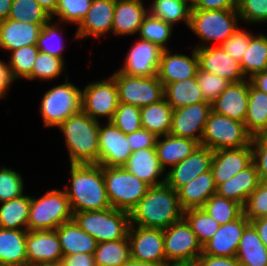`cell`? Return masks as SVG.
I'll return each instance as SVG.
<instances>
[{
    "instance_id": "obj_1",
    "label": "cell",
    "mask_w": 267,
    "mask_h": 266,
    "mask_svg": "<svg viewBox=\"0 0 267 266\" xmlns=\"http://www.w3.org/2000/svg\"><path fill=\"white\" fill-rule=\"evenodd\" d=\"M178 193L166 183L150 186L130 211V225L165 229L183 218Z\"/></svg>"
},
{
    "instance_id": "obj_2",
    "label": "cell",
    "mask_w": 267,
    "mask_h": 266,
    "mask_svg": "<svg viewBox=\"0 0 267 266\" xmlns=\"http://www.w3.org/2000/svg\"><path fill=\"white\" fill-rule=\"evenodd\" d=\"M71 186L64 187L73 213L111 208L98 164H70Z\"/></svg>"
},
{
    "instance_id": "obj_3",
    "label": "cell",
    "mask_w": 267,
    "mask_h": 266,
    "mask_svg": "<svg viewBox=\"0 0 267 266\" xmlns=\"http://www.w3.org/2000/svg\"><path fill=\"white\" fill-rule=\"evenodd\" d=\"M99 124L81 110L58 126L65 137L70 164L99 165Z\"/></svg>"
},
{
    "instance_id": "obj_4",
    "label": "cell",
    "mask_w": 267,
    "mask_h": 266,
    "mask_svg": "<svg viewBox=\"0 0 267 266\" xmlns=\"http://www.w3.org/2000/svg\"><path fill=\"white\" fill-rule=\"evenodd\" d=\"M77 225L96 239L97 243L117 241L128 236L130 227L129 212L109 208L96 211L73 213Z\"/></svg>"
},
{
    "instance_id": "obj_5",
    "label": "cell",
    "mask_w": 267,
    "mask_h": 266,
    "mask_svg": "<svg viewBox=\"0 0 267 266\" xmlns=\"http://www.w3.org/2000/svg\"><path fill=\"white\" fill-rule=\"evenodd\" d=\"M237 9L201 10L191 9L189 28L202 40L194 48L208 46V43H224L239 27Z\"/></svg>"
},
{
    "instance_id": "obj_6",
    "label": "cell",
    "mask_w": 267,
    "mask_h": 266,
    "mask_svg": "<svg viewBox=\"0 0 267 266\" xmlns=\"http://www.w3.org/2000/svg\"><path fill=\"white\" fill-rule=\"evenodd\" d=\"M73 219V212L65 190L52 189L43 196H31L28 231L55 230Z\"/></svg>"
},
{
    "instance_id": "obj_7",
    "label": "cell",
    "mask_w": 267,
    "mask_h": 266,
    "mask_svg": "<svg viewBox=\"0 0 267 266\" xmlns=\"http://www.w3.org/2000/svg\"><path fill=\"white\" fill-rule=\"evenodd\" d=\"M103 177L111 207L129 213L150 188L124 167L103 166Z\"/></svg>"
},
{
    "instance_id": "obj_8",
    "label": "cell",
    "mask_w": 267,
    "mask_h": 266,
    "mask_svg": "<svg viewBox=\"0 0 267 266\" xmlns=\"http://www.w3.org/2000/svg\"><path fill=\"white\" fill-rule=\"evenodd\" d=\"M82 90L68 81L57 85L44 93L40 104V113L44 127H58L70 116L81 111Z\"/></svg>"
},
{
    "instance_id": "obj_9",
    "label": "cell",
    "mask_w": 267,
    "mask_h": 266,
    "mask_svg": "<svg viewBox=\"0 0 267 266\" xmlns=\"http://www.w3.org/2000/svg\"><path fill=\"white\" fill-rule=\"evenodd\" d=\"M251 139L252 136L246 131L243 122L211 111L200 145L216 151L248 146Z\"/></svg>"
},
{
    "instance_id": "obj_10",
    "label": "cell",
    "mask_w": 267,
    "mask_h": 266,
    "mask_svg": "<svg viewBox=\"0 0 267 266\" xmlns=\"http://www.w3.org/2000/svg\"><path fill=\"white\" fill-rule=\"evenodd\" d=\"M118 87L119 103L137 107L159 102L164 98L163 83L156 76H131L119 70L111 75Z\"/></svg>"
},
{
    "instance_id": "obj_11",
    "label": "cell",
    "mask_w": 267,
    "mask_h": 266,
    "mask_svg": "<svg viewBox=\"0 0 267 266\" xmlns=\"http://www.w3.org/2000/svg\"><path fill=\"white\" fill-rule=\"evenodd\" d=\"M119 104L118 87L115 79L88 83L82 90L81 110L92 119L106 117L111 121Z\"/></svg>"
},
{
    "instance_id": "obj_12",
    "label": "cell",
    "mask_w": 267,
    "mask_h": 266,
    "mask_svg": "<svg viewBox=\"0 0 267 266\" xmlns=\"http://www.w3.org/2000/svg\"><path fill=\"white\" fill-rule=\"evenodd\" d=\"M166 262H195L202 245L184 218L163 229Z\"/></svg>"
},
{
    "instance_id": "obj_13",
    "label": "cell",
    "mask_w": 267,
    "mask_h": 266,
    "mask_svg": "<svg viewBox=\"0 0 267 266\" xmlns=\"http://www.w3.org/2000/svg\"><path fill=\"white\" fill-rule=\"evenodd\" d=\"M131 259L165 266L163 229L130 225L128 231Z\"/></svg>"
},
{
    "instance_id": "obj_14",
    "label": "cell",
    "mask_w": 267,
    "mask_h": 266,
    "mask_svg": "<svg viewBox=\"0 0 267 266\" xmlns=\"http://www.w3.org/2000/svg\"><path fill=\"white\" fill-rule=\"evenodd\" d=\"M212 111V103L202 101L173 109L169 134L201 143L205 124Z\"/></svg>"
},
{
    "instance_id": "obj_15",
    "label": "cell",
    "mask_w": 267,
    "mask_h": 266,
    "mask_svg": "<svg viewBox=\"0 0 267 266\" xmlns=\"http://www.w3.org/2000/svg\"><path fill=\"white\" fill-rule=\"evenodd\" d=\"M132 151L127 135L111 121L99 124V165L106 167H123Z\"/></svg>"
},
{
    "instance_id": "obj_16",
    "label": "cell",
    "mask_w": 267,
    "mask_h": 266,
    "mask_svg": "<svg viewBox=\"0 0 267 266\" xmlns=\"http://www.w3.org/2000/svg\"><path fill=\"white\" fill-rule=\"evenodd\" d=\"M212 158L213 150L199 145L191 155L169 169L165 175V183L178 191L196 176L210 171Z\"/></svg>"
},
{
    "instance_id": "obj_17",
    "label": "cell",
    "mask_w": 267,
    "mask_h": 266,
    "mask_svg": "<svg viewBox=\"0 0 267 266\" xmlns=\"http://www.w3.org/2000/svg\"><path fill=\"white\" fill-rule=\"evenodd\" d=\"M163 49L150 41L137 40L124 59V66L119 69L131 76H156Z\"/></svg>"
},
{
    "instance_id": "obj_18",
    "label": "cell",
    "mask_w": 267,
    "mask_h": 266,
    "mask_svg": "<svg viewBox=\"0 0 267 266\" xmlns=\"http://www.w3.org/2000/svg\"><path fill=\"white\" fill-rule=\"evenodd\" d=\"M199 68L230 82H240L247 78L242 72L240 63L223 50L220 45H208L196 48Z\"/></svg>"
},
{
    "instance_id": "obj_19",
    "label": "cell",
    "mask_w": 267,
    "mask_h": 266,
    "mask_svg": "<svg viewBox=\"0 0 267 266\" xmlns=\"http://www.w3.org/2000/svg\"><path fill=\"white\" fill-rule=\"evenodd\" d=\"M253 162L251 143L241 148L220 149L213 151L211 171L216 187Z\"/></svg>"
},
{
    "instance_id": "obj_20",
    "label": "cell",
    "mask_w": 267,
    "mask_h": 266,
    "mask_svg": "<svg viewBox=\"0 0 267 266\" xmlns=\"http://www.w3.org/2000/svg\"><path fill=\"white\" fill-rule=\"evenodd\" d=\"M250 223L242 214L239 218L222 224L212 238L202 246V253L210 256L236 257L245 227Z\"/></svg>"
},
{
    "instance_id": "obj_21",
    "label": "cell",
    "mask_w": 267,
    "mask_h": 266,
    "mask_svg": "<svg viewBox=\"0 0 267 266\" xmlns=\"http://www.w3.org/2000/svg\"><path fill=\"white\" fill-rule=\"evenodd\" d=\"M116 0H92L89 10L77 27L74 39L99 38L112 33Z\"/></svg>"
},
{
    "instance_id": "obj_22",
    "label": "cell",
    "mask_w": 267,
    "mask_h": 266,
    "mask_svg": "<svg viewBox=\"0 0 267 266\" xmlns=\"http://www.w3.org/2000/svg\"><path fill=\"white\" fill-rule=\"evenodd\" d=\"M191 57L185 54H170L169 49H163L157 77L165 86L167 83L195 78L199 69L196 48L191 51Z\"/></svg>"
},
{
    "instance_id": "obj_23",
    "label": "cell",
    "mask_w": 267,
    "mask_h": 266,
    "mask_svg": "<svg viewBox=\"0 0 267 266\" xmlns=\"http://www.w3.org/2000/svg\"><path fill=\"white\" fill-rule=\"evenodd\" d=\"M249 92V79L231 82L212 102V111L244 123L248 109Z\"/></svg>"
},
{
    "instance_id": "obj_24",
    "label": "cell",
    "mask_w": 267,
    "mask_h": 266,
    "mask_svg": "<svg viewBox=\"0 0 267 266\" xmlns=\"http://www.w3.org/2000/svg\"><path fill=\"white\" fill-rule=\"evenodd\" d=\"M26 255L28 265L60 263L63 253L55 230L27 231Z\"/></svg>"
},
{
    "instance_id": "obj_25",
    "label": "cell",
    "mask_w": 267,
    "mask_h": 266,
    "mask_svg": "<svg viewBox=\"0 0 267 266\" xmlns=\"http://www.w3.org/2000/svg\"><path fill=\"white\" fill-rule=\"evenodd\" d=\"M143 0H116L112 33L115 35H135L139 32L148 9Z\"/></svg>"
},
{
    "instance_id": "obj_26",
    "label": "cell",
    "mask_w": 267,
    "mask_h": 266,
    "mask_svg": "<svg viewBox=\"0 0 267 266\" xmlns=\"http://www.w3.org/2000/svg\"><path fill=\"white\" fill-rule=\"evenodd\" d=\"M43 26L11 19L1 20L0 47L10 53L23 46L35 45Z\"/></svg>"
},
{
    "instance_id": "obj_27",
    "label": "cell",
    "mask_w": 267,
    "mask_h": 266,
    "mask_svg": "<svg viewBox=\"0 0 267 266\" xmlns=\"http://www.w3.org/2000/svg\"><path fill=\"white\" fill-rule=\"evenodd\" d=\"M123 167L150 186L165 183L164 170L159 164L155 148H143L132 152ZM160 176H163L161 180L158 179Z\"/></svg>"
},
{
    "instance_id": "obj_28",
    "label": "cell",
    "mask_w": 267,
    "mask_h": 266,
    "mask_svg": "<svg viewBox=\"0 0 267 266\" xmlns=\"http://www.w3.org/2000/svg\"><path fill=\"white\" fill-rule=\"evenodd\" d=\"M260 183L255 163L241 170L238 174L216 187V194L233 200L244 206L247 198L257 189Z\"/></svg>"
},
{
    "instance_id": "obj_29",
    "label": "cell",
    "mask_w": 267,
    "mask_h": 266,
    "mask_svg": "<svg viewBox=\"0 0 267 266\" xmlns=\"http://www.w3.org/2000/svg\"><path fill=\"white\" fill-rule=\"evenodd\" d=\"M199 145L197 141L192 139L171 134L158 137L155 149L161 168L164 171H166L167 166L172 168L175 164L191 155Z\"/></svg>"
},
{
    "instance_id": "obj_30",
    "label": "cell",
    "mask_w": 267,
    "mask_h": 266,
    "mask_svg": "<svg viewBox=\"0 0 267 266\" xmlns=\"http://www.w3.org/2000/svg\"><path fill=\"white\" fill-rule=\"evenodd\" d=\"M178 198L183 210L202 208L206 201L216 194V185L212 171L196 176L178 191Z\"/></svg>"
},
{
    "instance_id": "obj_31",
    "label": "cell",
    "mask_w": 267,
    "mask_h": 266,
    "mask_svg": "<svg viewBox=\"0 0 267 266\" xmlns=\"http://www.w3.org/2000/svg\"><path fill=\"white\" fill-rule=\"evenodd\" d=\"M28 230L0 228V266H27Z\"/></svg>"
},
{
    "instance_id": "obj_32",
    "label": "cell",
    "mask_w": 267,
    "mask_h": 266,
    "mask_svg": "<svg viewBox=\"0 0 267 266\" xmlns=\"http://www.w3.org/2000/svg\"><path fill=\"white\" fill-rule=\"evenodd\" d=\"M59 237L63 256L75 253L94 254L97 241L81 229L72 219L55 229Z\"/></svg>"
},
{
    "instance_id": "obj_33",
    "label": "cell",
    "mask_w": 267,
    "mask_h": 266,
    "mask_svg": "<svg viewBox=\"0 0 267 266\" xmlns=\"http://www.w3.org/2000/svg\"><path fill=\"white\" fill-rule=\"evenodd\" d=\"M236 258L241 266H267V247L251 223L242 233Z\"/></svg>"
},
{
    "instance_id": "obj_34",
    "label": "cell",
    "mask_w": 267,
    "mask_h": 266,
    "mask_svg": "<svg viewBox=\"0 0 267 266\" xmlns=\"http://www.w3.org/2000/svg\"><path fill=\"white\" fill-rule=\"evenodd\" d=\"M173 108L163 98L140 108L142 128L154 133L157 137L169 134Z\"/></svg>"
},
{
    "instance_id": "obj_35",
    "label": "cell",
    "mask_w": 267,
    "mask_h": 266,
    "mask_svg": "<svg viewBox=\"0 0 267 266\" xmlns=\"http://www.w3.org/2000/svg\"><path fill=\"white\" fill-rule=\"evenodd\" d=\"M244 125L252 137L267 134V93L259 91L251 84Z\"/></svg>"
},
{
    "instance_id": "obj_36",
    "label": "cell",
    "mask_w": 267,
    "mask_h": 266,
    "mask_svg": "<svg viewBox=\"0 0 267 266\" xmlns=\"http://www.w3.org/2000/svg\"><path fill=\"white\" fill-rule=\"evenodd\" d=\"M164 98L173 109L205 101L196 77L167 83L164 86Z\"/></svg>"
},
{
    "instance_id": "obj_37",
    "label": "cell",
    "mask_w": 267,
    "mask_h": 266,
    "mask_svg": "<svg viewBox=\"0 0 267 266\" xmlns=\"http://www.w3.org/2000/svg\"><path fill=\"white\" fill-rule=\"evenodd\" d=\"M31 197L22 195L1 203L0 228L28 230Z\"/></svg>"
},
{
    "instance_id": "obj_38",
    "label": "cell",
    "mask_w": 267,
    "mask_h": 266,
    "mask_svg": "<svg viewBox=\"0 0 267 266\" xmlns=\"http://www.w3.org/2000/svg\"><path fill=\"white\" fill-rule=\"evenodd\" d=\"M191 9L190 0H153L148 12L152 17L161 19L166 23L175 25L184 21L189 27Z\"/></svg>"
},
{
    "instance_id": "obj_39",
    "label": "cell",
    "mask_w": 267,
    "mask_h": 266,
    "mask_svg": "<svg viewBox=\"0 0 267 266\" xmlns=\"http://www.w3.org/2000/svg\"><path fill=\"white\" fill-rule=\"evenodd\" d=\"M240 66L246 78L258 72H263L267 67V35L259 32L252 35L249 46L243 54Z\"/></svg>"
},
{
    "instance_id": "obj_40",
    "label": "cell",
    "mask_w": 267,
    "mask_h": 266,
    "mask_svg": "<svg viewBox=\"0 0 267 266\" xmlns=\"http://www.w3.org/2000/svg\"><path fill=\"white\" fill-rule=\"evenodd\" d=\"M131 258L128 236L117 241L97 243L94 252L96 266H122Z\"/></svg>"
},
{
    "instance_id": "obj_41",
    "label": "cell",
    "mask_w": 267,
    "mask_h": 266,
    "mask_svg": "<svg viewBox=\"0 0 267 266\" xmlns=\"http://www.w3.org/2000/svg\"><path fill=\"white\" fill-rule=\"evenodd\" d=\"M183 218L202 246L212 238L220 226L203 208L184 210Z\"/></svg>"
},
{
    "instance_id": "obj_42",
    "label": "cell",
    "mask_w": 267,
    "mask_h": 266,
    "mask_svg": "<svg viewBox=\"0 0 267 266\" xmlns=\"http://www.w3.org/2000/svg\"><path fill=\"white\" fill-rule=\"evenodd\" d=\"M7 19L45 25L51 20V16L36 0H12Z\"/></svg>"
},
{
    "instance_id": "obj_43",
    "label": "cell",
    "mask_w": 267,
    "mask_h": 266,
    "mask_svg": "<svg viewBox=\"0 0 267 266\" xmlns=\"http://www.w3.org/2000/svg\"><path fill=\"white\" fill-rule=\"evenodd\" d=\"M218 224H226L243 214V206L233 200L212 195L202 207Z\"/></svg>"
},
{
    "instance_id": "obj_44",
    "label": "cell",
    "mask_w": 267,
    "mask_h": 266,
    "mask_svg": "<svg viewBox=\"0 0 267 266\" xmlns=\"http://www.w3.org/2000/svg\"><path fill=\"white\" fill-rule=\"evenodd\" d=\"M9 69L13 80L19 78L32 80V69L34 61L37 58L39 49L37 44L30 46H23L19 49L10 51Z\"/></svg>"
},
{
    "instance_id": "obj_45",
    "label": "cell",
    "mask_w": 267,
    "mask_h": 266,
    "mask_svg": "<svg viewBox=\"0 0 267 266\" xmlns=\"http://www.w3.org/2000/svg\"><path fill=\"white\" fill-rule=\"evenodd\" d=\"M173 32V25L166 23L161 19L152 17L149 13L144 18L139 29L141 40L150 41L159 45L162 49H167L166 44L169 43Z\"/></svg>"
},
{
    "instance_id": "obj_46",
    "label": "cell",
    "mask_w": 267,
    "mask_h": 266,
    "mask_svg": "<svg viewBox=\"0 0 267 266\" xmlns=\"http://www.w3.org/2000/svg\"><path fill=\"white\" fill-rule=\"evenodd\" d=\"M60 24L61 23L59 21L54 22L52 21V19L48 23H46L40 31L37 47L39 51L59 58H64L62 55L65 46L64 44H62L64 43L62 39H60V37H62L61 33H59L61 31L59 29H62Z\"/></svg>"
},
{
    "instance_id": "obj_47",
    "label": "cell",
    "mask_w": 267,
    "mask_h": 266,
    "mask_svg": "<svg viewBox=\"0 0 267 266\" xmlns=\"http://www.w3.org/2000/svg\"><path fill=\"white\" fill-rule=\"evenodd\" d=\"M91 3L92 0H58L51 19L53 20L57 16L60 23H74L78 26L87 14Z\"/></svg>"
},
{
    "instance_id": "obj_48",
    "label": "cell",
    "mask_w": 267,
    "mask_h": 266,
    "mask_svg": "<svg viewBox=\"0 0 267 266\" xmlns=\"http://www.w3.org/2000/svg\"><path fill=\"white\" fill-rule=\"evenodd\" d=\"M63 69H66L64 58L39 51L32 69V80L41 79V82L42 80H52L62 74Z\"/></svg>"
},
{
    "instance_id": "obj_49",
    "label": "cell",
    "mask_w": 267,
    "mask_h": 266,
    "mask_svg": "<svg viewBox=\"0 0 267 266\" xmlns=\"http://www.w3.org/2000/svg\"><path fill=\"white\" fill-rule=\"evenodd\" d=\"M111 122L126 135L141 129L140 107L119 103Z\"/></svg>"
},
{
    "instance_id": "obj_50",
    "label": "cell",
    "mask_w": 267,
    "mask_h": 266,
    "mask_svg": "<svg viewBox=\"0 0 267 266\" xmlns=\"http://www.w3.org/2000/svg\"><path fill=\"white\" fill-rule=\"evenodd\" d=\"M21 174L13 169L0 168V203L20 197L24 193Z\"/></svg>"
},
{
    "instance_id": "obj_51",
    "label": "cell",
    "mask_w": 267,
    "mask_h": 266,
    "mask_svg": "<svg viewBox=\"0 0 267 266\" xmlns=\"http://www.w3.org/2000/svg\"><path fill=\"white\" fill-rule=\"evenodd\" d=\"M197 84L205 101L212 103L231 83L226 78L198 69Z\"/></svg>"
},
{
    "instance_id": "obj_52",
    "label": "cell",
    "mask_w": 267,
    "mask_h": 266,
    "mask_svg": "<svg viewBox=\"0 0 267 266\" xmlns=\"http://www.w3.org/2000/svg\"><path fill=\"white\" fill-rule=\"evenodd\" d=\"M243 214L249 221L267 217V182L260 181L257 189L247 198Z\"/></svg>"
},
{
    "instance_id": "obj_53",
    "label": "cell",
    "mask_w": 267,
    "mask_h": 266,
    "mask_svg": "<svg viewBox=\"0 0 267 266\" xmlns=\"http://www.w3.org/2000/svg\"><path fill=\"white\" fill-rule=\"evenodd\" d=\"M237 11L245 23H267V0H237Z\"/></svg>"
},
{
    "instance_id": "obj_54",
    "label": "cell",
    "mask_w": 267,
    "mask_h": 266,
    "mask_svg": "<svg viewBox=\"0 0 267 266\" xmlns=\"http://www.w3.org/2000/svg\"><path fill=\"white\" fill-rule=\"evenodd\" d=\"M253 33L239 28L232 36H230L220 46L228 55L234 58L239 63L242 60L243 54L247 50L250 38Z\"/></svg>"
},
{
    "instance_id": "obj_55",
    "label": "cell",
    "mask_w": 267,
    "mask_h": 266,
    "mask_svg": "<svg viewBox=\"0 0 267 266\" xmlns=\"http://www.w3.org/2000/svg\"><path fill=\"white\" fill-rule=\"evenodd\" d=\"M251 147L259 179L267 182V134L252 137Z\"/></svg>"
},
{
    "instance_id": "obj_56",
    "label": "cell",
    "mask_w": 267,
    "mask_h": 266,
    "mask_svg": "<svg viewBox=\"0 0 267 266\" xmlns=\"http://www.w3.org/2000/svg\"><path fill=\"white\" fill-rule=\"evenodd\" d=\"M157 136L150 131L141 128L133 133L127 134V140L132 152L143 148H155Z\"/></svg>"
},
{
    "instance_id": "obj_57",
    "label": "cell",
    "mask_w": 267,
    "mask_h": 266,
    "mask_svg": "<svg viewBox=\"0 0 267 266\" xmlns=\"http://www.w3.org/2000/svg\"><path fill=\"white\" fill-rule=\"evenodd\" d=\"M192 9L222 10L237 9V0H190Z\"/></svg>"
},
{
    "instance_id": "obj_58",
    "label": "cell",
    "mask_w": 267,
    "mask_h": 266,
    "mask_svg": "<svg viewBox=\"0 0 267 266\" xmlns=\"http://www.w3.org/2000/svg\"><path fill=\"white\" fill-rule=\"evenodd\" d=\"M195 263L197 266H241L236 257L210 256L203 253Z\"/></svg>"
},
{
    "instance_id": "obj_59",
    "label": "cell",
    "mask_w": 267,
    "mask_h": 266,
    "mask_svg": "<svg viewBox=\"0 0 267 266\" xmlns=\"http://www.w3.org/2000/svg\"><path fill=\"white\" fill-rule=\"evenodd\" d=\"M61 266H96L94 254L75 253L65 255L60 261Z\"/></svg>"
},
{
    "instance_id": "obj_60",
    "label": "cell",
    "mask_w": 267,
    "mask_h": 266,
    "mask_svg": "<svg viewBox=\"0 0 267 266\" xmlns=\"http://www.w3.org/2000/svg\"><path fill=\"white\" fill-rule=\"evenodd\" d=\"M13 78L10 73L9 64L0 60V98L5 99L8 88L12 83Z\"/></svg>"
},
{
    "instance_id": "obj_61",
    "label": "cell",
    "mask_w": 267,
    "mask_h": 266,
    "mask_svg": "<svg viewBox=\"0 0 267 266\" xmlns=\"http://www.w3.org/2000/svg\"><path fill=\"white\" fill-rule=\"evenodd\" d=\"M249 81L254 88L267 93V71L255 73Z\"/></svg>"
},
{
    "instance_id": "obj_62",
    "label": "cell",
    "mask_w": 267,
    "mask_h": 266,
    "mask_svg": "<svg viewBox=\"0 0 267 266\" xmlns=\"http://www.w3.org/2000/svg\"><path fill=\"white\" fill-rule=\"evenodd\" d=\"M250 223L258 232L259 238L262 243L267 247V217H261L251 220Z\"/></svg>"
},
{
    "instance_id": "obj_63",
    "label": "cell",
    "mask_w": 267,
    "mask_h": 266,
    "mask_svg": "<svg viewBox=\"0 0 267 266\" xmlns=\"http://www.w3.org/2000/svg\"><path fill=\"white\" fill-rule=\"evenodd\" d=\"M40 6L52 16L56 10L58 0H36Z\"/></svg>"
},
{
    "instance_id": "obj_64",
    "label": "cell",
    "mask_w": 267,
    "mask_h": 266,
    "mask_svg": "<svg viewBox=\"0 0 267 266\" xmlns=\"http://www.w3.org/2000/svg\"><path fill=\"white\" fill-rule=\"evenodd\" d=\"M12 0H0V21L8 18Z\"/></svg>"
},
{
    "instance_id": "obj_65",
    "label": "cell",
    "mask_w": 267,
    "mask_h": 266,
    "mask_svg": "<svg viewBox=\"0 0 267 266\" xmlns=\"http://www.w3.org/2000/svg\"><path fill=\"white\" fill-rule=\"evenodd\" d=\"M122 266H163V265L154 264V263H151V262L133 260V259L130 258Z\"/></svg>"
},
{
    "instance_id": "obj_66",
    "label": "cell",
    "mask_w": 267,
    "mask_h": 266,
    "mask_svg": "<svg viewBox=\"0 0 267 266\" xmlns=\"http://www.w3.org/2000/svg\"><path fill=\"white\" fill-rule=\"evenodd\" d=\"M165 266H197L195 262H168Z\"/></svg>"
},
{
    "instance_id": "obj_67",
    "label": "cell",
    "mask_w": 267,
    "mask_h": 266,
    "mask_svg": "<svg viewBox=\"0 0 267 266\" xmlns=\"http://www.w3.org/2000/svg\"><path fill=\"white\" fill-rule=\"evenodd\" d=\"M27 266H61V265L60 263L44 262V263H35Z\"/></svg>"
}]
</instances>
